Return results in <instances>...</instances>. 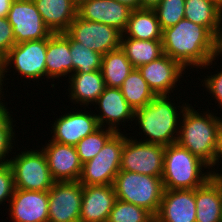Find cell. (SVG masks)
<instances>
[{"label":"cell","instance_id":"cell-31","mask_svg":"<svg viewBox=\"0 0 222 222\" xmlns=\"http://www.w3.org/2000/svg\"><path fill=\"white\" fill-rule=\"evenodd\" d=\"M70 54L72 56L73 73H90L94 70H101L102 55L83 46L81 42L74 41L70 37Z\"/></svg>","mask_w":222,"mask_h":222},{"label":"cell","instance_id":"cell-18","mask_svg":"<svg viewBox=\"0 0 222 222\" xmlns=\"http://www.w3.org/2000/svg\"><path fill=\"white\" fill-rule=\"evenodd\" d=\"M155 222H196L195 189H164Z\"/></svg>","mask_w":222,"mask_h":222},{"label":"cell","instance_id":"cell-8","mask_svg":"<svg viewBox=\"0 0 222 222\" xmlns=\"http://www.w3.org/2000/svg\"><path fill=\"white\" fill-rule=\"evenodd\" d=\"M115 133L100 152L82 165L79 182L83 186L112 185L120 171L122 150L125 139L130 133Z\"/></svg>","mask_w":222,"mask_h":222},{"label":"cell","instance_id":"cell-1","mask_svg":"<svg viewBox=\"0 0 222 222\" xmlns=\"http://www.w3.org/2000/svg\"><path fill=\"white\" fill-rule=\"evenodd\" d=\"M162 45L164 54L197 72L214 68L222 53V42L208 28L186 18L163 30Z\"/></svg>","mask_w":222,"mask_h":222},{"label":"cell","instance_id":"cell-35","mask_svg":"<svg viewBox=\"0 0 222 222\" xmlns=\"http://www.w3.org/2000/svg\"><path fill=\"white\" fill-rule=\"evenodd\" d=\"M222 56V53H221ZM222 67V65H220ZM219 71L218 67L217 70L213 73L210 72V75L207 74L206 76H203L205 78L200 79L203 89L206 90L209 94H211L212 98L215 99V105L218 103L216 106L222 109V68ZM218 71V72H217ZM212 73V74H211ZM209 75V76H208ZM207 77V78H206ZM203 82V83H202ZM220 109V111H222ZM222 113V112H221Z\"/></svg>","mask_w":222,"mask_h":222},{"label":"cell","instance_id":"cell-20","mask_svg":"<svg viewBox=\"0 0 222 222\" xmlns=\"http://www.w3.org/2000/svg\"><path fill=\"white\" fill-rule=\"evenodd\" d=\"M116 200L113 184L83 186L80 222H107Z\"/></svg>","mask_w":222,"mask_h":222},{"label":"cell","instance_id":"cell-11","mask_svg":"<svg viewBox=\"0 0 222 222\" xmlns=\"http://www.w3.org/2000/svg\"><path fill=\"white\" fill-rule=\"evenodd\" d=\"M16 44L42 40L53 33L44 23L33 0H14L7 15Z\"/></svg>","mask_w":222,"mask_h":222},{"label":"cell","instance_id":"cell-29","mask_svg":"<svg viewBox=\"0 0 222 222\" xmlns=\"http://www.w3.org/2000/svg\"><path fill=\"white\" fill-rule=\"evenodd\" d=\"M120 90L127 103L134 109L144 107L151 102L156 94L142 77L138 68H133L122 83Z\"/></svg>","mask_w":222,"mask_h":222},{"label":"cell","instance_id":"cell-4","mask_svg":"<svg viewBox=\"0 0 222 222\" xmlns=\"http://www.w3.org/2000/svg\"><path fill=\"white\" fill-rule=\"evenodd\" d=\"M211 177H213L211 168L177 142L165 147L161 177L164 189H196Z\"/></svg>","mask_w":222,"mask_h":222},{"label":"cell","instance_id":"cell-25","mask_svg":"<svg viewBox=\"0 0 222 222\" xmlns=\"http://www.w3.org/2000/svg\"><path fill=\"white\" fill-rule=\"evenodd\" d=\"M52 33H64L77 16L78 6L71 0H33Z\"/></svg>","mask_w":222,"mask_h":222},{"label":"cell","instance_id":"cell-16","mask_svg":"<svg viewBox=\"0 0 222 222\" xmlns=\"http://www.w3.org/2000/svg\"><path fill=\"white\" fill-rule=\"evenodd\" d=\"M41 148L46 156L49 171L56 182L79 181L82 163L75 146L61 144L51 139Z\"/></svg>","mask_w":222,"mask_h":222},{"label":"cell","instance_id":"cell-5","mask_svg":"<svg viewBox=\"0 0 222 222\" xmlns=\"http://www.w3.org/2000/svg\"><path fill=\"white\" fill-rule=\"evenodd\" d=\"M46 50H47V38L42 40L26 41L15 44L8 52V54L1 60V89L6 84V80H9L6 76L11 68H13V76L16 74L17 78L23 76L24 81L29 80L38 82L46 78ZM7 78V79H6ZM41 79V80H40ZM5 81V82H4ZM5 83V84H4Z\"/></svg>","mask_w":222,"mask_h":222},{"label":"cell","instance_id":"cell-36","mask_svg":"<svg viewBox=\"0 0 222 222\" xmlns=\"http://www.w3.org/2000/svg\"><path fill=\"white\" fill-rule=\"evenodd\" d=\"M15 191L14 176L10 164L0 166V205L9 204ZM4 204V205H3Z\"/></svg>","mask_w":222,"mask_h":222},{"label":"cell","instance_id":"cell-22","mask_svg":"<svg viewBox=\"0 0 222 222\" xmlns=\"http://www.w3.org/2000/svg\"><path fill=\"white\" fill-rule=\"evenodd\" d=\"M68 90L67 93L69 102L72 104H80V107L83 106L89 108L92 106L99 96L103 93L105 82L101 70H94L90 73L83 72H74L71 74L67 80Z\"/></svg>","mask_w":222,"mask_h":222},{"label":"cell","instance_id":"cell-32","mask_svg":"<svg viewBox=\"0 0 222 222\" xmlns=\"http://www.w3.org/2000/svg\"><path fill=\"white\" fill-rule=\"evenodd\" d=\"M115 133L112 129L100 126L96 131L80 140L75 146L80 162L84 164L93 159Z\"/></svg>","mask_w":222,"mask_h":222},{"label":"cell","instance_id":"cell-13","mask_svg":"<svg viewBox=\"0 0 222 222\" xmlns=\"http://www.w3.org/2000/svg\"><path fill=\"white\" fill-rule=\"evenodd\" d=\"M78 109L72 107V112L64 113L57 117L53 123H51V135L52 141L67 144L70 146H76V144L87 135L96 131L100 126L95 114L91 111L92 107L87 110ZM75 109V111H74ZM78 109V110H77ZM81 110V111H80Z\"/></svg>","mask_w":222,"mask_h":222},{"label":"cell","instance_id":"cell-10","mask_svg":"<svg viewBox=\"0 0 222 222\" xmlns=\"http://www.w3.org/2000/svg\"><path fill=\"white\" fill-rule=\"evenodd\" d=\"M66 33L83 46L105 55L120 48L122 33L116 28L94 21L84 20L78 15L71 22Z\"/></svg>","mask_w":222,"mask_h":222},{"label":"cell","instance_id":"cell-26","mask_svg":"<svg viewBox=\"0 0 222 222\" xmlns=\"http://www.w3.org/2000/svg\"><path fill=\"white\" fill-rule=\"evenodd\" d=\"M162 29L153 9L132 10L121 37L138 40H162Z\"/></svg>","mask_w":222,"mask_h":222},{"label":"cell","instance_id":"cell-2","mask_svg":"<svg viewBox=\"0 0 222 222\" xmlns=\"http://www.w3.org/2000/svg\"><path fill=\"white\" fill-rule=\"evenodd\" d=\"M174 98L172 95H156L144 107L136 109L133 122L139 126L135 129L140 132L135 131L132 135L137 132L142 137L140 141L165 147L176 143L181 115L189 104V100L185 99L186 101L181 102L176 96V104Z\"/></svg>","mask_w":222,"mask_h":222},{"label":"cell","instance_id":"cell-43","mask_svg":"<svg viewBox=\"0 0 222 222\" xmlns=\"http://www.w3.org/2000/svg\"><path fill=\"white\" fill-rule=\"evenodd\" d=\"M4 91H2V89H1V84H0V103H7V101L5 102V95L7 94V93H5ZM4 95V96H3ZM3 98H4V100H3ZM4 101V102H3Z\"/></svg>","mask_w":222,"mask_h":222},{"label":"cell","instance_id":"cell-7","mask_svg":"<svg viewBox=\"0 0 222 222\" xmlns=\"http://www.w3.org/2000/svg\"><path fill=\"white\" fill-rule=\"evenodd\" d=\"M39 149H23L10 156L9 164L13 171L15 189L49 191L56 182L49 171L46 156Z\"/></svg>","mask_w":222,"mask_h":222},{"label":"cell","instance_id":"cell-30","mask_svg":"<svg viewBox=\"0 0 222 222\" xmlns=\"http://www.w3.org/2000/svg\"><path fill=\"white\" fill-rule=\"evenodd\" d=\"M6 104L1 110H0V166L8 164L10 161V154L16 152L13 151V149H16L15 142L17 143L16 132L14 127L19 128V126H16L15 118L12 117L13 111L9 112V109ZM14 118V120H13ZM15 124H14V123ZM16 139V141H15ZM15 145V146H14ZM13 151V152H12ZM10 153V154H9ZM9 158V159H8Z\"/></svg>","mask_w":222,"mask_h":222},{"label":"cell","instance_id":"cell-34","mask_svg":"<svg viewBox=\"0 0 222 222\" xmlns=\"http://www.w3.org/2000/svg\"><path fill=\"white\" fill-rule=\"evenodd\" d=\"M185 0H161L153 9L162 31L175 26L184 18Z\"/></svg>","mask_w":222,"mask_h":222},{"label":"cell","instance_id":"cell-42","mask_svg":"<svg viewBox=\"0 0 222 222\" xmlns=\"http://www.w3.org/2000/svg\"><path fill=\"white\" fill-rule=\"evenodd\" d=\"M220 171V172H219ZM213 172V176L217 179V181L221 184L222 186V170H218V171H212Z\"/></svg>","mask_w":222,"mask_h":222},{"label":"cell","instance_id":"cell-41","mask_svg":"<svg viewBox=\"0 0 222 222\" xmlns=\"http://www.w3.org/2000/svg\"><path fill=\"white\" fill-rule=\"evenodd\" d=\"M161 0H141V9H154Z\"/></svg>","mask_w":222,"mask_h":222},{"label":"cell","instance_id":"cell-23","mask_svg":"<svg viewBox=\"0 0 222 222\" xmlns=\"http://www.w3.org/2000/svg\"><path fill=\"white\" fill-rule=\"evenodd\" d=\"M196 222H222V186L213 176L195 189Z\"/></svg>","mask_w":222,"mask_h":222},{"label":"cell","instance_id":"cell-28","mask_svg":"<svg viewBox=\"0 0 222 222\" xmlns=\"http://www.w3.org/2000/svg\"><path fill=\"white\" fill-rule=\"evenodd\" d=\"M133 66L120 48L102 55L101 72L106 87L120 88Z\"/></svg>","mask_w":222,"mask_h":222},{"label":"cell","instance_id":"cell-39","mask_svg":"<svg viewBox=\"0 0 222 222\" xmlns=\"http://www.w3.org/2000/svg\"><path fill=\"white\" fill-rule=\"evenodd\" d=\"M14 0H0V17H7Z\"/></svg>","mask_w":222,"mask_h":222},{"label":"cell","instance_id":"cell-37","mask_svg":"<svg viewBox=\"0 0 222 222\" xmlns=\"http://www.w3.org/2000/svg\"><path fill=\"white\" fill-rule=\"evenodd\" d=\"M16 44L13 35V27L8 22L7 17H0V60H2L9 50Z\"/></svg>","mask_w":222,"mask_h":222},{"label":"cell","instance_id":"cell-24","mask_svg":"<svg viewBox=\"0 0 222 222\" xmlns=\"http://www.w3.org/2000/svg\"><path fill=\"white\" fill-rule=\"evenodd\" d=\"M184 18L208 28L222 42V1L185 0Z\"/></svg>","mask_w":222,"mask_h":222},{"label":"cell","instance_id":"cell-19","mask_svg":"<svg viewBox=\"0 0 222 222\" xmlns=\"http://www.w3.org/2000/svg\"><path fill=\"white\" fill-rule=\"evenodd\" d=\"M132 9L115 0H85L77 9V15L84 20L103 23L123 33L127 27Z\"/></svg>","mask_w":222,"mask_h":222},{"label":"cell","instance_id":"cell-46","mask_svg":"<svg viewBox=\"0 0 222 222\" xmlns=\"http://www.w3.org/2000/svg\"><path fill=\"white\" fill-rule=\"evenodd\" d=\"M0 84H1V60H0Z\"/></svg>","mask_w":222,"mask_h":222},{"label":"cell","instance_id":"cell-27","mask_svg":"<svg viewBox=\"0 0 222 222\" xmlns=\"http://www.w3.org/2000/svg\"><path fill=\"white\" fill-rule=\"evenodd\" d=\"M120 47L133 68L148 64L164 54L162 40H138L131 37H121Z\"/></svg>","mask_w":222,"mask_h":222},{"label":"cell","instance_id":"cell-14","mask_svg":"<svg viewBox=\"0 0 222 222\" xmlns=\"http://www.w3.org/2000/svg\"><path fill=\"white\" fill-rule=\"evenodd\" d=\"M93 106L97 111H93V113L97 118L99 126L103 128H109L119 133L122 132L121 128L125 126V128L127 126L131 127L134 124L132 122L134 121L135 110L127 103L120 88L105 87ZM126 122L131 123V125H126Z\"/></svg>","mask_w":222,"mask_h":222},{"label":"cell","instance_id":"cell-44","mask_svg":"<svg viewBox=\"0 0 222 222\" xmlns=\"http://www.w3.org/2000/svg\"><path fill=\"white\" fill-rule=\"evenodd\" d=\"M73 3H75L77 6H79L82 2L85 0H71Z\"/></svg>","mask_w":222,"mask_h":222},{"label":"cell","instance_id":"cell-9","mask_svg":"<svg viewBox=\"0 0 222 222\" xmlns=\"http://www.w3.org/2000/svg\"><path fill=\"white\" fill-rule=\"evenodd\" d=\"M135 138V139H134ZM165 146L127 136L122 150L120 171L162 177Z\"/></svg>","mask_w":222,"mask_h":222},{"label":"cell","instance_id":"cell-33","mask_svg":"<svg viewBox=\"0 0 222 222\" xmlns=\"http://www.w3.org/2000/svg\"><path fill=\"white\" fill-rule=\"evenodd\" d=\"M107 222H155V216L143 207L117 199Z\"/></svg>","mask_w":222,"mask_h":222},{"label":"cell","instance_id":"cell-12","mask_svg":"<svg viewBox=\"0 0 222 222\" xmlns=\"http://www.w3.org/2000/svg\"><path fill=\"white\" fill-rule=\"evenodd\" d=\"M82 193L79 181L55 182L48 191V222H80Z\"/></svg>","mask_w":222,"mask_h":222},{"label":"cell","instance_id":"cell-6","mask_svg":"<svg viewBox=\"0 0 222 222\" xmlns=\"http://www.w3.org/2000/svg\"><path fill=\"white\" fill-rule=\"evenodd\" d=\"M113 186L118 200L143 207L154 216L157 214L164 191L162 178L119 171Z\"/></svg>","mask_w":222,"mask_h":222},{"label":"cell","instance_id":"cell-17","mask_svg":"<svg viewBox=\"0 0 222 222\" xmlns=\"http://www.w3.org/2000/svg\"><path fill=\"white\" fill-rule=\"evenodd\" d=\"M8 207L12 222H48V191L15 189Z\"/></svg>","mask_w":222,"mask_h":222},{"label":"cell","instance_id":"cell-40","mask_svg":"<svg viewBox=\"0 0 222 222\" xmlns=\"http://www.w3.org/2000/svg\"><path fill=\"white\" fill-rule=\"evenodd\" d=\"M115 1L128 6L132 10L141 9V0H115Z\"/></svg>","mask_w":222,"mask_h":222},{"label":"cell","instance_id":"cell-3","mask_svg":"<svg viewBox=\"0 0 222 222\" xmlns=\"http://www.w3.org/2000/svg\"><path fill=\"white\" fill-rule=\"evenodd\" d=\"M193 107L189 103L181 115L176 142L204 161L212 170L216 165L218 150V111L212 113L209 108L201 111Z\"/></svg>","mask_w":222,"mask_h":222},{"label":"cell","instance_id":"cell-21","mask_svg":"<svg viewBox=\"0 0 222 222\" xmlns=\"http://www.w3.org/2000/svg\"><path fill=\"white\" fill-rule=\"evenodd\" d=\"M46 80H52V89L55 87V80L62 77L69 78L73 74L72 56L70 54V36L64 33H53L47 37L46 50Z\"/></svg>","mask_w":222,"mask_h":222},{"label":"cell","instance_id":"cell-45","mask_svg":"<svg viewBox=\"0 0 222 222\" xmlns=\"http://www.w3.org/2000/svg\"><path fill=\"white\" fill-rule=\"evenodd\" d=\"M8 103H0V110Z\"/></svg>","mask_w":222,"mask_h":222},{"label":"cell","instance_id":"cell-38","mask_svg":"<svg viewBox=\"0 0 222 222\" xmlns=\"http://www.w3.org/2000/svg\"><path fill=\"white\" fill-rule=\"evenodd\" d=\"M221 116H219V125H218V150H217V159H216V165L215 167L212 169V171H218L222 170V166L221 169L219 168L220 165H222L221 160H222V114H220ZM220 163V164H219ZM217 166V167H216Z\"/></svg>","mask_w":222,"mask_h":222},{"label":"cell","instance_id":"cell-15","mask_svg":"<svg viewBox=\"0 0 222 222\" xmlns=\"http://www.w3.org/2000/svg\"><path fill=\"white\" fill-rule=\"evenodd\" d=\"M138 70L156 95L173 94L178 85L182 84L183 75L188 72L179 62L166 54L140 66ZM181 78L182 81L180 80Z\"/></svg>","mask_w":222,"mask_h":222}]
</instances>
